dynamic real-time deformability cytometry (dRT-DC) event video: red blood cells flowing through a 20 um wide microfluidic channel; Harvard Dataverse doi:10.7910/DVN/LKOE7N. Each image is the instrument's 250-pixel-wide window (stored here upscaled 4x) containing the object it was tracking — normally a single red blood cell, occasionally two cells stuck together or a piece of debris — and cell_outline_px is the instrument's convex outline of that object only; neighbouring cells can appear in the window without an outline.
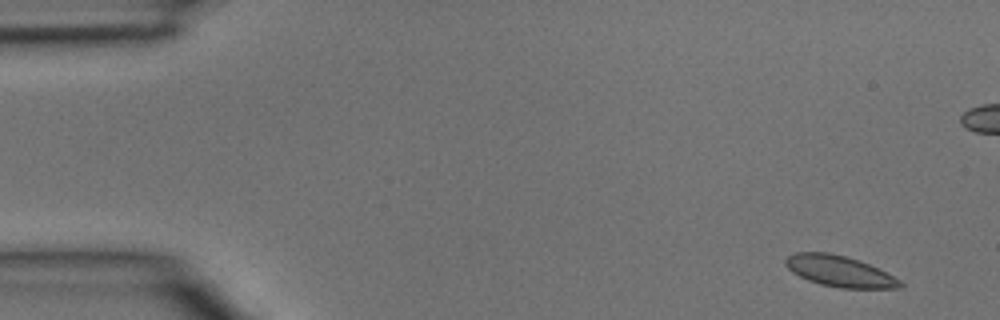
{"species": "common noctule bat (a hibernating species)", "species_latin": "Nyctalus noctula", "temperature_condition": "room temperature", "stored_images_in_passage": 5, "camera_frame_rate_fps": 3000, "um_per_image_px": 0.085, "animal": {"sex": "male", "body_mass_g": 15.6}, "frame": {"image": 1, "passage_image": 1, "time_ms": 0.0, "image_size_px": [1000, 320], "cell_outline_px": [[904, 284], [900, 288], [840, 288], [820, 284], [808, 280], [792, 272], [784, 264], [784, 260], [788, 256], [796, 252], [828, 252], [860, 260], [900, 280]], "centroid_in_image_um": [71.32, 23.05], "position_along_channel_um": 13.7, "area_um2": 20.52}}